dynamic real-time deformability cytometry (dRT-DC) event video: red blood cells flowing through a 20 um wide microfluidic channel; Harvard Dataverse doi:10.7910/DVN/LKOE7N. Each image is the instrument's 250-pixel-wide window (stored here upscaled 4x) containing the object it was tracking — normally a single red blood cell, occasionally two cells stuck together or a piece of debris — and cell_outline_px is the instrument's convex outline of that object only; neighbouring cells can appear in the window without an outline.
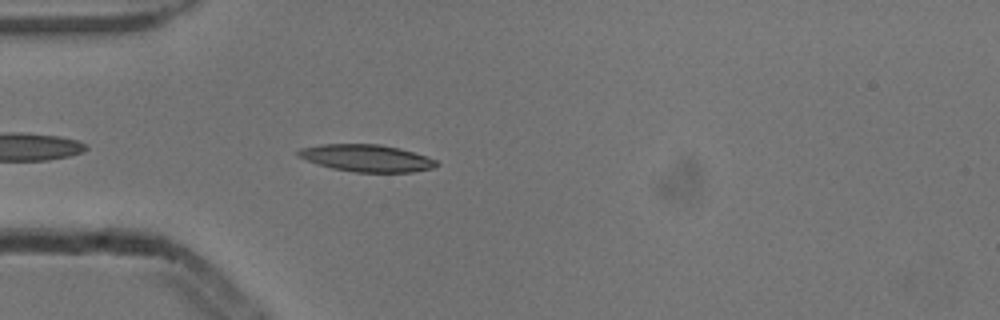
{"species": "common noctule bat (a hibernating species)", "species_latin": "Nyctalus noctula", "temperature_condition": "cold", "stored_images_in_passage": 4, "camera_frame_rate_fps": 3000, "um_per_image_px": 0.085, "animal": {"sex": "male", "body_mass_g": 13.3}, "frame": {"image": 1, "passage_image": 4, "time_ms": 1.0, "image_size_px": [1000, 320], "cell_outline_px": [[440, 164], [432, 168], [412, 172], [356, 172], [332, 168], [296, 156], [296, 152], [300, 148], [320, 144], [380, 144], [400, 148], [436, 160]], "centroid_in_image_um": [31.15, 13.43], "position_along_channel_um": 53.9, "area_um2": 21.68}}